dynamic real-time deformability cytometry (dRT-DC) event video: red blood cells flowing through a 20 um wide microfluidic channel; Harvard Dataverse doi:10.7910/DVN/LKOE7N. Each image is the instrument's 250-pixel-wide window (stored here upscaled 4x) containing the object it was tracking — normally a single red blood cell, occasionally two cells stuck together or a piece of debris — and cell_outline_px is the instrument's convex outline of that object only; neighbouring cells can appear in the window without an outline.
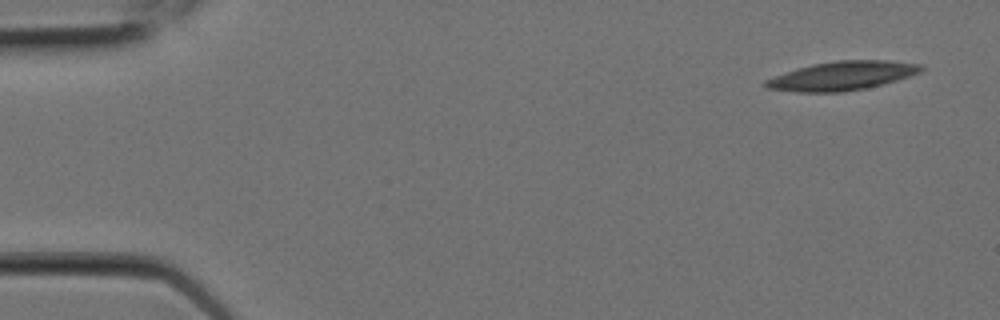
{"species": "Egyptian fruit bat (a non-hibernating species)", "species_latin": "Rousettus aegyptiacus", "temperature_condition": "room temperature", "stored_images_in_passage": 7, "camera_frame_rate_fps": 3000, "um_per_image_px": 0.085, "animal": {"sex": "female"}, "frame": {"image": 1, "passage_image": 1, "time_ms": 0.0, "image_size_px": [1000, 320], "cell_outline_px": [[924, 68], [920, 72], [896, 80], [864, 88], [840, 92], [796, 92], [768, 88], [760, 84], [764, 80], [812, 64], [836, 60], [884, 60], [924, 64]], "centroid_in_image_um": [71.58, 6.44], "position_along_channel_um": 13.4, "area_um2": 25.84}}
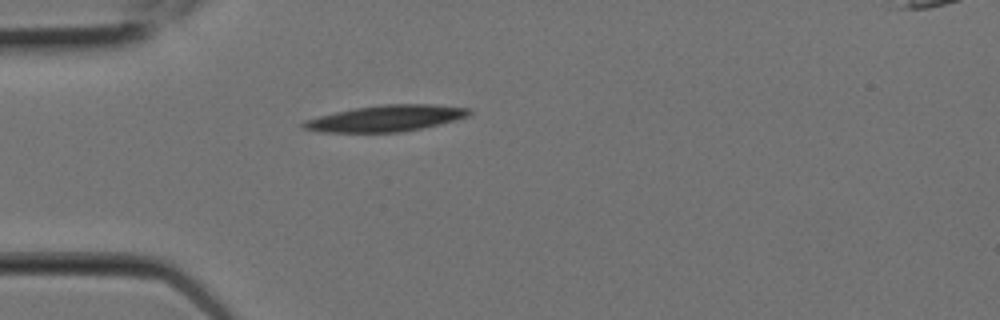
{"frame": {"image": 2, "passage_image": 5, "time_ms": 1.333, "image_size_px": [1000, 320], "cell_outline_px": [[472, 112], [468, 116], [456, 120], [440, 124], [400, 132], [320, 132], [300, 128], [300, 124], [304, 120], [336, 112], [356, 108], [384, 104], [432, 104], [472, 108]], "centroid_in_image_um": [32.81, 10.06], "position_along_channel_um": 52.2, "area_um2": 25.32}}
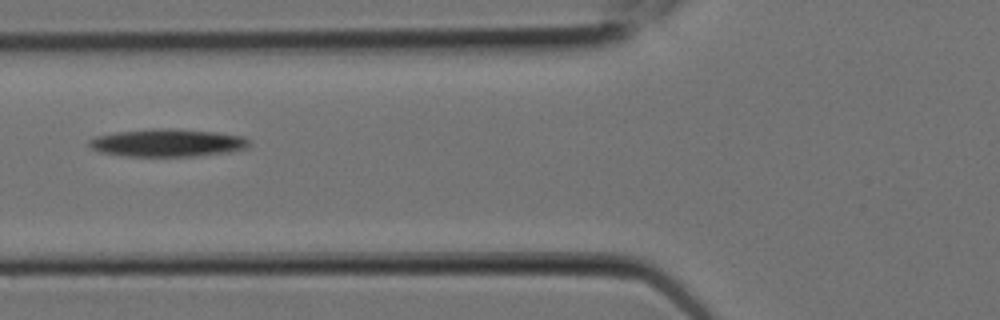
{"frame": {"image": 3, "passage_image": 7, "time_ms": 2.0, "image_size_px": [1000, 320], "cell_outline_px": [[252, 144], [248, 148], [228, 152], [196, 156], [120, 156], [100, 152], [92, 148], [88, 144], [88, 140], [96, 136], [116, 132], [160, 128], [168, 128], [216, 132], [244, 136], [252, 140]], "centroid_in_image_um": [14.28, 12.14], "position_along_channel_um": 111.5, "area_um2": 26.07}}